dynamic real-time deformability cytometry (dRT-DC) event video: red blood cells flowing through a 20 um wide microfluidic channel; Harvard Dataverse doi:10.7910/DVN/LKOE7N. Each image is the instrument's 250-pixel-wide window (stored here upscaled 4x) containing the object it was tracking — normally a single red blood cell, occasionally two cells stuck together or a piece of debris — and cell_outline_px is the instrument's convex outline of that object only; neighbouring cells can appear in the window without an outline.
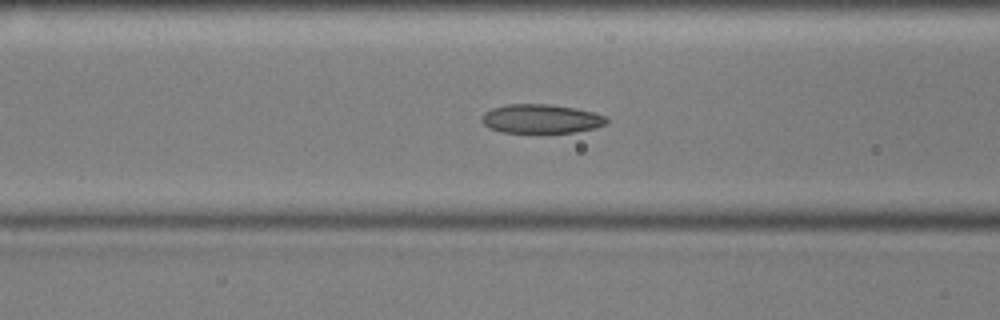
{"species": "common noctule bat (a hibernating species)", "species_latin": "Nyctalus noctula", "temperature_condition": "cold", "stored_images_in_passage": 46, "camera_frame_rate_fps": 3000, "um_per_image_px": 0.085, "animal": {"sex": "male", "body_mass_g": 17.9, "forearm_length_mm": 54.2}, "frame": {"image": 1, "passage_image": 21, "time_ms": 6.667, "image_size_px": [1000, 320], "cell_outline_px": [[608, 124], [596, 128], [576, 132], [504, 132], [488, 128], [480, 120], [480, 116], [484, 112], [492, 108], [504, 104], [548, 104], [576, 108], [592, 112], [604, 116], [608, 120]], "centroid_in_image_um": [45.97, 10.09], "position_along_channel_um": 120.6, "area_um2": 21.21}}
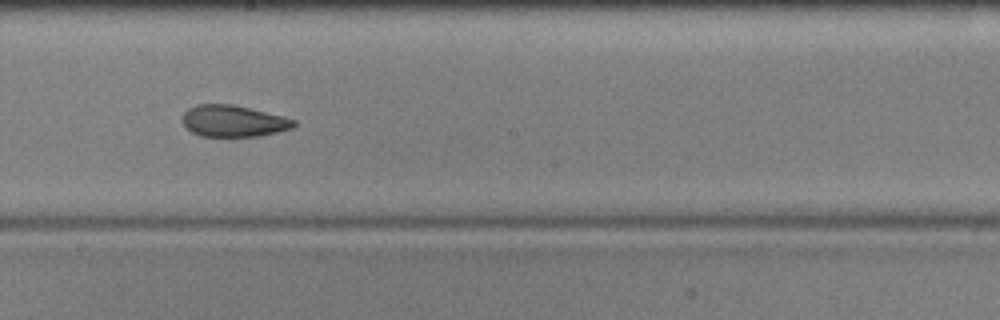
{"frame": {"image": 2, "passage_image": 30, "time_ms": 9.667, "image_size_px": [1000, 320], "cell_outline_px": [[296, 124], [292, 128], [260, 136], [200, 136], [192, 132], [184, 124], [184, 112], [188, 108], [196, 104], [232, 104], [284, 116], [296, 120]], "centroid_in_image_um": [19.86, 10.28], "position_along_channel_um": 228.3, "area_um2": 20.35}}
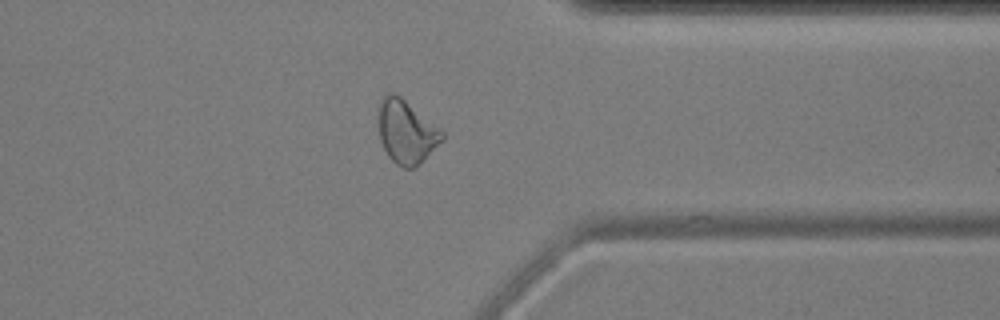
{"frame": {"image": 3, "passage_image": 43, "time_ms": 14.0, "image_size_px": [1000, 320], "cell_outline_px": [[444, 140], [412, 168], [404, 168], [396, 164], [388, 156], [380, 140], [380, 104], [384, 96], [388, 92], [392, 92], [400, 96], [440, 128], [444, 132]], "centroid_in_image_um": [34.56, 11.2], "position_along_channel_um": 376.8, "area_um2": 22.89}, "authors_computed_cell_mechanics": {"area_um2": 21.8195, "velocity_mm_per_s": 3.5877, "shape_relaxation_time_tau1_ms": 8.4729, "shape_relaxation_time_tau2_ms": 4.9777, "deformation_change_tau1": 0.1862, "deformation_change_tau2": 0.1045}}